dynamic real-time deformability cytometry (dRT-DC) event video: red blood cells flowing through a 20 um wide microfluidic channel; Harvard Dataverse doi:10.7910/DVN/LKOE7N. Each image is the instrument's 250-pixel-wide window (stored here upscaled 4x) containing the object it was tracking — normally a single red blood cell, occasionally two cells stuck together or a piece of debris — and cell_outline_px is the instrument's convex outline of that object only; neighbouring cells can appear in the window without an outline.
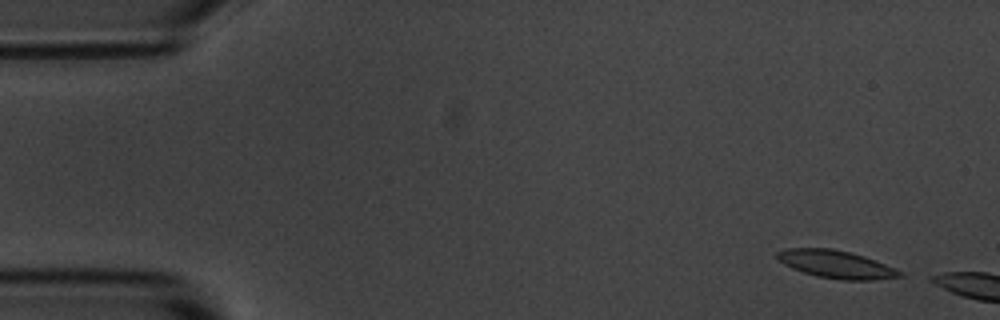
{"species": "common noctule bat (a hibernating species)", "species_latin": "Nyctalus noctula", "temperature_condition": "room temperature", "stored_images_in_passage": 3, "camera_frame_rate_fps": 3000, "um_per_image_px": 0.085, "animal": {"sex": "male", "body_mass_g": 20.1, "forearm_length_mm": 53.5}, "frame": {"image": 1, "passage_image": 1, "time_ms": 0.0, "image_size_px": [1000, 320], "cell_outline_px": [[904, 276], [872, 280], [840, 280], [816, 276], [792, 268], [784, 264], [776, 256], [776, 252], [788, 248], [832, 248], [864, 256], [904, 272]], "centroid_in_image_um": [71.08, 22.47], "position_along_channel_um": 13.9, "area_um2": 19.71}}